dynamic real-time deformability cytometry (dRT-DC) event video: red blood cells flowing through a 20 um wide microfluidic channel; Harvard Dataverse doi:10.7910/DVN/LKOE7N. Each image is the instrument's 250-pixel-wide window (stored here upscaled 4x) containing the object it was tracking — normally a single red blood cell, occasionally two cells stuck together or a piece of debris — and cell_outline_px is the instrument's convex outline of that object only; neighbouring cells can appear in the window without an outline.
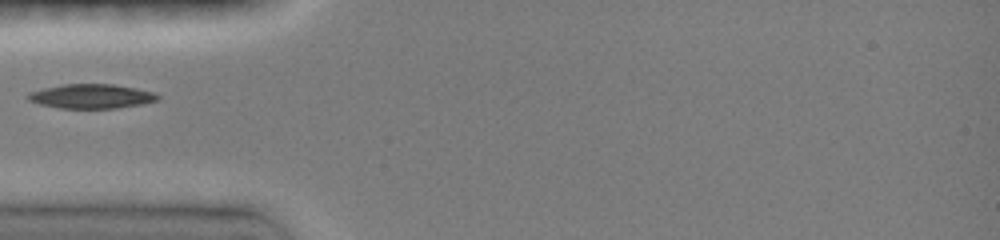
{"species": "common noctule bat (a hibernating species)", "species_latin": "Nyctalus noctula", "temperature_condition": "room temperature", "stored_images_in_passage": 3, "camera_frame_rate_fps": 3000, "um_per_image_px": 0.085, "animal": {"sex": "female", "body_mass_g": 19.0, "forearm_length_mm": 51.5}, "frame": {"image": 1, "passage_image": 1, "time_ms": 0.0, "image_size_px": [1000, 240], "cell_outline_px": [[160, 100], [140, 104], [116, 108], [60, 108], [40, 104], [28, 100], [24, 96], [28, 92], [44, 88], [64, 84], [112, 84], [136, 88], [152, 92], [160, 96]], "centroid_in_image_um": [7.74, 8.18], "position_along_channel_um": 77.3, "area_um2": 18.38}}
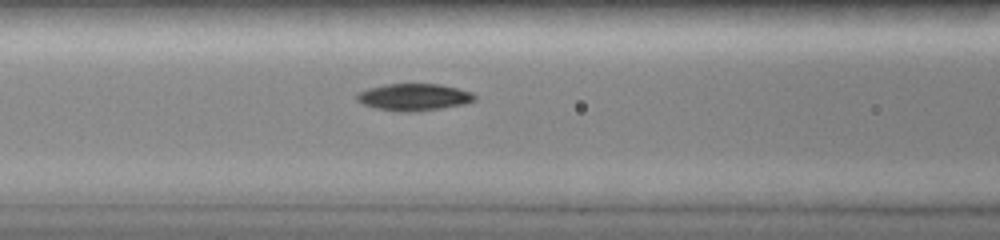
{"frame": {"image": 2, "passage_image": 3, "time_ms": 1.333, "image_size_px": [1000, 240], "cell_outline_px": [[476, 100], [464, 104], [440, 108], [412, 112], [400, 112], [376, 108], [364, 104], [356, 100], [356, 92], [368, 88], [384, 84], [440, 84], [472, 92], [476, 96]], "centroid_in_image_um": [35.16, 8.25], "position_along_channel_um": 131.4, "area_um2": 18.55}}